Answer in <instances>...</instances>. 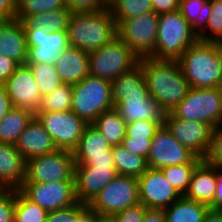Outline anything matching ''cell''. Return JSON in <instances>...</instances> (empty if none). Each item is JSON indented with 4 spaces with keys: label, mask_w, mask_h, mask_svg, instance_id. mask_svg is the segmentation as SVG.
Returning <instances> with one entry per match:
<instances>
[{
    "label": "cell",
    "mask_w": 222,
    "mask_h": 222,
    "mask_svg": "<svg viewBox=\"0 0 222 222\" xmlns=\"http://www.w3.org/2000/svg\"><path fill=\"white\" fill-rule=\"evenodd\" d=\"M149 94L162 108L172 112L185 98L190 88L178 61L140 58Z\"/></svg>",
    "instance_id": "6da1fadb"
},
{
    "label": "cell",
    "mask_w": 222,
    "mask_h": 222,
    "mask_svg": "<svg viewBox=\"0 0 222 222\" xmlns=\"http://www.w3.org/2000/svg\"><path fill=\"white\" fill-rule=\"evenodd\" d=\"M178 63L190 87H222V43L198 40Z\"/></svg>",
    "instance_id": "7a4b0ae2"
},
{
    "label": "cell",
    "mask_w": 222,
    "mask_h": 222,
    "mask_svg": "<svg viewBox=\"0 0 222 222\" xmlns=\"http://www.w3.org/2000/svg\"><path fill=\"white\" fill-rule=\"evenodd\" d=\"M67 33L71 47L90 53L117 36L116 22L110 9L95 13H72Z\"/></svg>",
    "instance_id": "3957f363"
},
{
    "label": "cell",
    "mask_w": 222,
    "mask_h": 222,
    "mask_svg": "<svg viewBox=\"0 0 222 222\" xmlns=\"http://www.w3.org/2000/svg\"><path fill=\"white\" fill-rule=\"evenodd\" d=\"M199 40L198 33L179 10L159 15L157 41L151 58L178 61Z\"/></svg>",
    "instance_id": "277c9868"
},
{
    "label": "cell",
    "mask_w": 222,
    "mask_h": 222,
    "mask_svg": "<svg viewBox=\"0 0 222 222\" xmlns=\"http://www.w3.org/2000/svg\"><path fill=\"white\" fill-rule=\"evenodd\" d=\"M72 87L71 110L87 124L114 108L111 81L89 75Z\"/></svg>",
    "instance_id": "5b68a950"
},
{
    "label": "cell",
    "mask_w": 222,
    "mask_h": 222,
    "mask_svg": "<svg viewBox=\"0 0 222 222\" xmlns=\"http://www.w3.org/2000/svg\"><path fill=\"white\" fill-rule=\"evenodd\" d=\"M171 113L176 118L201 121L217 127L222 123V87H190L185 98Z\"/></svg>",
    "instance_id": "8992f818"
},
{
    "label": "cell",
    "mask_w": 222,
    "mask_h": 222,
    "mask_svg": "<svg viewBox=\"0 0 222 222\" xmlns=\"http://www.w3.org/2000/svg\"><path fill=\"white\" fill-rule=\"evenodd\" d=\"M139 58L118 36L89 53L90 75L113 81L138 64Z\"/></svg>",
    "instance_id": "52a82bcc"
},
{
    "label": "cell",
    "mask_w": 222,
    "mask_h": 222,
    "mask_svg": "<svg viewBox=\"0 0 222 222\" xmlns=\"http://www.w3.org/2000/svg\"><path fill=\"white\" fill-rule=\"evenodd\" d=\"M139 203L137 178L118 175L99 192L88 207L99 217L110 218Z\"/></svg>",
    "instance_id": "ba28073f"
},
{
    "label": "cell",
    "mask_w": 222,
    "mask_h": 222,
    "mask_svg": "<svg viewBox=\"0 0 222 222\" xmlns=\"http://www.w3.org/2000/svg\"><path fill=\"white\" fill-rule=\"evenodd\" d=\"M159 14L154 11L125 19L116 26L117 36L140 59L151 57L157 41Z\"/></svg>",
    "instance_id": "9c48e42d"
},
{
    "label": "cell",
    "mask_w": 222,
    "mask_h": 222,
    "mask_svg": "<svg viewBox=\"0 0 222 222\" xmlns=\"http://www.w3.org/2000/svg\"><path fill=\"white\" fill-rule=\"evenodd\" d=\"M75 160L73 152L56 150L51 154L35 156L26 161V175L23 183H48L75 181Z\"/></svg>",
    "instance_id": "30bf717a"
},
{
    "label": "cell",
    "mask_w": 222,
    "mask_h": 222,
    "mask_svg": "<svg viewBox=\"0 0 222 222\" xmlns=\"http://www.w3.org/2000/svg\"><path fill=\"white\" fill-rule=\"evenodd\" d=\"M39 120L46 132L53 139L57 149L73 151L88 125L72 110L63 112H37Z\"/></svg>",
    "instance_id": "8fae6325"
},
{
    "label": "cell",
    "mask_w": 222,
    "mask_h": 222,
    "mask_svg": "<svg viewBox=\"0 0 222 222\" xmlns=\"http://www.w3.org/2000/svg\"><path fill=\"white\" fill-rule=\"evenodd\" d=\"M19 190L47 212L64 209L78 202L75 181L23 183Z\"/></svg>",
    "instance_id": "7c38bea8"
},
{
    "label": "cell",
    "mask_w": 222,
    "mask_h": 222,
    "mask_svg": "<svg viewBox=\"0 0 222 222\" xmlns=\"http://www.w3.org/2000/svg\"><path fill=\"white\" fill-rule=\"evenodd\" d=\"M27 41L25 64H54L61 52L70 45L67 32H52L44 28H24Z\"/></svg>",
    "instance_id": "4fadbf2b"
},
{
    "label": "cell",
    "mask_w": 222,
    "mask_h": 222,
    "mask_svg": "<svg viewBox=\"0 0 222 222\" xmlns=\"http://www.w3.org/2000/svg\"><path fill=\"white\" fill-rule=\"evenodd\" d=\"M164 125L181 145L202 159L206 156L213 132L211 125L176 118L171 112L166 114Z\"/></svg>",
    "instance_id": "5bb4252c"
},
{
    "label": "cell",
    "mask_w": 222,
    "mask_h": 222,
    "mask_svg": "<svg viewBox=\"0 0 222 222\" xmlns=\"http://www.w3.org/2000/svg\"><path fill=\"white\" fill-rule=\"evenodd\" d=\"M196 155L181 145L166 126H161L151 141L147 156L149 168L162 169L168 166L189 163Z\"/></svg>",
    "instance_id": "9a60e30c"
},
{
    "label": "cell",
    "mask_w": 222,
    "mask_h": 222,
    "mask_svg": "<svg viewBox=\"0 0 222 222\" xmlns=\"http://www.w3.org/2000/svg\"><path fill=\"white\" fill-rule=\"evenodd\" d=\"M137 180L139 202L146 208L164 210L182 197L159 169L149 168Z\"/></svg>",
    "instance_id": "2e32d148"
},
{
    "label": "cell",
    "mask_w": 222,
    "mask_h": 222,
    "mask_svg": "<svg viewBox=\"0 0 222 222\" xmlns=\"http://www.w3.org/2000/svg\"><path fill=\"white\" fill-rule=\"evenodd\" d=\"M3 84L15 108L27 109L34 115L37 113L42 95L29 66L20 65Z\"/></svg>",
    "instance_id": "e0dca14e"
},
{
    "label": "cell",
    "mask_w": 222,
    "mask_h": 222,
    "mask_svg": "<svg viewBox=\"0 0 222 222\" xmlns=\"http://www.w3.org/2000/svg\"><path fill=\"white\" fill-rule=\"evenodd\" d=\"M114 109L127 124L145 120L161 127L167 114L150 94L125 95V99L116 104Z\"/></svg>",
    "instance_id": "ac0fdd59"
},
{
    "label": "cell",
    "mask_w": 222,
    "mask_h": 222,
    "mask_svg": "<svg viewBox=\"0 0 222 222\" xmlns=\"http://www.w3.org/2000/svg\"><path fill=\"white\" fill-rule=\"evenodd\" d=\"M117 176L115 167L75 166L74 178L77 201L89 204Z\"/></svg>",
    "instance_id": "d6986e66"
},
{
    "label": "cell",
    "mask_w": 222,
    "mask_h": 222,
    "mask_svg": "<svg viewBox=\"0 0 222 222\" xmlns=\"http://www.w3.org/2000/svg\"><path fill=\"white\" fill-rule=\"evenodd\" d=\"M15 147L26 161L58 150L53 139L35 116L18 137Z\"/></svg>",
    "instance_id": "ffe728a7"
},
{
    "label": "cell",
    "mask_w": 222,
    "mask_h": 222,
    "mask_svg": "<svg viewBox=\"0 0 222 222\" xmlns=\"http://www.w3.org/2000/svg\"><path fill=\"white\" fill-rule=\"evenodd\" d=\"M27 41L20 20H0V56H6L25 65L27 60Z\"/></svg>",
    "instance_id": "44dd1931"
},
{
    "label": "cell",
    "mask_w": 222,
    "mask_h": 222,
    "mask_svg": "<svg viewBox=\"0 0 222 222\" xmlns=\"http://www.w3.org/2000/svg\"><path fill=\"white\" fill-rule=\"evenodd\" d=\"M25 175L26 160L15 145L0 143V189L19 190Z\"/></svg>",
    "instance_id": "7402d4cb"
},
{
    "label": "cell",
    "mask_w": 222,
    "mask_h": 222,
    "mask_svg": "<svg viewBox=\"0 0 222 222\" xmlns=\"http://www.w3.org/2000/svg\"><path fill=\"white\" fill-rule=\"evenodd\" d=\"M54 66L64 83L77 84L90 75L89 53L69 46L57 57Z\"/></svg>",
    "instance_id": "603a6c76"
},
{
    "label": "cell",
    "mask_w": 222,
    "mask_h": 222,
    "mask_svg": "<svg viewBox=\"0 0 222 222\" xmlns=\"http://www.w3.org/2000/svg\"><path fill=\"white\" fill-rule=\"evenodd\" d=\"M216 186L217 176L215 169L202 161L194 170L184 197L188 200L209 205L214 199Z\"/></svg>",
    "instance_id": "cb8c5ba5"
},
{
    "label": "cell",
    "mask_w": 222,
    "mask_h": 222,
    "mask_svg": "<svg viewBox=\"0 0 222 222\" xmlns=\"http://www.w3.org/2000/svg\"><path fill=\"white\" fill-rule=\"evenodd\" d=\"M112 145L92 124H88L72 151L75 164H84L92 156L112 155Z\"/></svg>",
    "instance_id": "d4e9b609"
},
{
    "label": "cell",
    "mask_w": 222,
    "mask_h": 222,
    "mask_svg": "<svg viewBox=\"0 0 222 222\" xmlns=\"http://www.w3.org/2000/svg\"><path fill=\"white\" fill-rule=\"evenodd\" d=\"M111 83L113 106L125 99V95L149 94L146 80L139 63L130 71L118 76Z\"/></svg>",
    "instance_id": "484cf974"
},
{
    "label": "cell",
    "mask_w": 222,
    "mask_h": 222,
    "mask_svg": "<svg viewBox=\"0 0 222 222\" xmlns=\"http://www.w3.org/2000/svg\"><path fill=\"white\" fill-rule=\"evenodd\" d=\"M210 210L207 204L180 197L164 209L166 222H203Z\"/></svg>",
    "instance_id": "4316f807"
},
{
    "label": "cell",
    "mask_w": 222,
    "mask_h": 222,
    "mask_svg": "<svg viewBox=\"0 0 222 222\" xmlns=\"http://www.w3.org/2000/svg\"><path fill=\"white\" fill-rule=\"evenodd\" d=\"M34 116L27 109L13 107L0 121V143L15 145Z\"/></svg>",
    "instance_id": "83f0119b"
},
{
    "label": "cell",
    "mask_w": 222,
    "mask_h": 222,
    "mask_svg": "<svg viewBox=\"0 0 222 222\" xmlns=\"http://www.w3.org/2000/svg\"><path fill=\"white\" fill-rule=\"evenodd\" d=\"M72 12L67 7L42 14L26 16L21 22L24 28H44L48 31L67 32Z\"/></svg>",
    "instance_id": "f1b7e54d"
},
{
    "label": "cell",
    "mask_w": 222,
    "mask_h": 222,
    "mask_svg": "<svg viewBox=\"0 0 222 222\" xmlns=\"http://www.w3.org/2000/svg\"><path fill=\"white\" fill-rule=\"evenodd\" d=\"M111 153L118 175L138 178L149 169L147 158L129 152L121 144L114 145Z\"/></svg>",
    "instance_id": "f546056e"
},
{
    "label": "cell",
    "mask_w": 222,
    "mask_h": 222,
    "mask_svg": "<svg viewBox=\"0 0 222 222\" xmlns=\"http://www.w3.org/2000/svg\"><path fill=\"white\" fill-rule=\"evenodd\" d=\"M92 125L105 136L112 146L120 145L126 136L127 123L114 108L100 114Z\"/></svg>",
    "instance_id": "4dcf8cb0"
},
{
    "label": "cell",
    "mask_w": 222,
    "mask_h": 222,
    "mask_svg": "<svg viewBox=\"0 0 222 222\" xmlns=\"http://www.w3.org/2000/svg\"><path fill=\"white\" fill-rule=\"evenodd\" d=\"M179 11L199 33L211 14V0H180Z\"/></svg>",
    "instance_id": "1f68e13d"
},
{
    "label": "cell",
    "mask_w": 222,
    "mask_h": 222,
    "mask_svg": "<svg viewBox=\"0 0 222 222\" xmlns=\"http://www.w3.org/2000/svg\"><path fill=\"white\" fill-rule=\"evenodd\" d=\"M203 161L195 156L189 163L168 166L160 169L170 184L182 195L187 192L192 174L196 167Z\"/></svg>",
    "instance_id": "d6a6232c"
},
{
    "label": "cell",
    "mask_w": 222,
    "mask_h": 222,
    "mask_svg": "<svg viewBox=\"0 0 222 222\" xmlns=\"http://www.w3.org/2000/svg\"><path fill=\"white\" fill-rule=\"evenodd\" d=\"M48 212L29 200L20 190H15V222H46Z\"/></svg>",
    "instance_id": "836d02e7"
},
{
    "label": "cell",
    "mask_w": 222,
    "mask_h": 222,
    "mask_svg": "<svg viewBox=\"0 0 222 222\" xmlns=\"http://www.w3.org/2000/svg\"><path fill=\"white\" fill-rule=\"evenodd\" d=\"M33 71L39 91L42 96L50 94L64 84L54 64H25Z\"/></svg>",
    "instance_id": "e575fe53"
},
{
    "label": "cell",
    "mask_w": 222,
    "mask_h": 222,
    "mask_svg": "<svg viewBox=\"0 0 222 222\" xmlns=\"http://www.w3.org/2000/svg\"><path fill=\"white\" fill-rule=\"evenodd\" d=\"M72 91V85L64 83L50 94L42 96L41 105L37 112H63L71 110Z\"/></svg>",
    "instance_id": "d590c367"
},
{
    "label": "cell",
    "mask_w": 222,
    "mask_h": 222,
    "mask_svg": "<svg viewBox=\"0 0 222 222\" xmlns=\"http://www.w3.org/2000/svg\"><path fill=\"white\" fill-rule=\"evenodd\" d=\"M116 26L123 20L153 11L151 0H116L110 7Z\"/></svg>",
    "instance_id": "8d00e7d4"
},
{
    "label": "cell",
    "mask_w": 222,
    "mask_h": 222,
    "mask_svg": "<svg viewBox=\"0 0 222 222\" xmlns=\"http://www.w3.org/2000/svg\"><path fill=\"white\" fill-rule=\"evenodd\" d=\"M65 8V0H17L16 19L22 21L26 16Z\"/></svg>",
    "instance_id": "74e56055"
},
{
    "label": "cell",
    "mask_w": 222,
    "mask_h": 222,
    "mask_svg": "<svg viewBox=\"0 0 222 222\" xmlns=\"http://www.w3.org/2000/svg\"><path fill=\"white\" fill-rule=\"evenodd\" d=\"M198 37L202 41L222 43V0H211V14Z\"/></svg>",
    "instance_id": "f35d334b"
},
{
    "label": "cell",
    "mask_w": 222,
    "mask_h": 222,
    "mask_svg": "<svg viewBox=\"0 0 222 222\" xmlns=\"http://www.w3.org/2000/svg\"><path fill=\"white\" fill-rule=\"evenodd\" d=\"M89 210L88 204H76L48 212L46 222H77Z\"/></svg>",
    "instance_id": "ab89813d"
},
{
    "label": "cell",
    "mask_w": 222,
    "mask_h": 222,
    "mask_svg": "<svg viewBox=\"0 0 222 222\" xmlns=\"http://www.w3.org/2000/svg\"><path fill=\"white\" fill-rule=\"evenodd\" d=\"M208 165H222V123L213 128L208 153L203 158Z\"/></svg>",
    "instance_id": "60d3db41"
},
{
    "label": "cell",
    "mask_w": 222,
    "mask_h": 222,
    "mask_svg": "<svg viewBox=\"0 0 222 222\" xmlns=\"http://www.w3.org/2000/svg\"><path fill=\"white\" fill-rule=\"evenodd\" d=\"M160 126L155 122L136 121L127 124L126 136L132 139H152Z\"/></svg>",
    "instance_id": "b9f144b4"
},
{
    "label": "cell",
    "mask_w": 222,
    "mask_h": 222,
    "mask_svg": "<svg viewBox=\"0 0 222 222\" xmlns=\"http://www.w3.org/2000/svg\"><path fill=\"white\" fill-rule=\"evenodd\" d=\"M15 190L0 189V222H10L14 217Z\"/></svg>",
    "instance_id": "7bdbcfd3"
},
{
    "label": "cell",
    "mask_w": 222,
    "mask_h": 222,
    "mask_svg": "<svg viewBox=\"0 0 222 222\" xmlns=\"http://www.w3.org/2000/svg\"><path fill=\"white\" fill-rule=\"evenodd\" d=\"M72 13H95L107 9L101 0H65Z\"/></svg>",
    "instance_id": "ee69618b"
},
{
    "label": "cell",
    "mask_w": 222,
    "mask_h": 222,
    "mask_svg": "<svg viewBox=\"0 0 222 222\" xmlns=\"http://www.w3.org/2000/svg\"><path fill=\"white\" fill-rule=\"evenodd\" d=\"M146 212V207L141 203L126 208L123 211L110 217L113 222H143V218Z\"/></svg>",
    "instance_id": "f6af8a7d"
},
{
    "label": "cell",
    "mask_w": 222,
    "mask_h": 222,
    "mask_svg": "<svg viewBox=\"0 0 222 222\" xmlns=\"http://www.w3.org/2000/svg\"><path fill=\"white\" fill-rule=\"evenodd\" d=\"M151 141L152 139H132L131 137L125 136L121 145L129 152L147 158Z\"/></svg>",
    "instance_id": "bcb514c9"
},
{
    "label": "cell",
    "mask_w": 222,
    "mask_h": 222,
    "mask_svg": "<svg viewBox=\"0 0 222 222\" xmlns=\"http://www.w3.org/2000/svg\"><path fill=\"white\" fill-rule=\"evenodd\" d=\"M216 171L217 186L213 201L208 205L210 210L222 211V165L212 166Z\"/></svg>",
    "instance_id": "7dc6e473"
},
{
    "label": "cell",
    "mask_w": 222,
    "mask_h": 222,
    "mask_svg": "<svg viewBox=\"0 0 222 222\" xmlns=\"http://www.w3.org/2000/svg\"><path fill=\"white\" fill-rule=\"evenodd\" d=\"M20 65L6 56H0V84H3Z\"/></svg>",
    "instance_id": "c3c4849f"
},
{
    "label": "cell",
    "mask_w": 222,
    "mask_h": 222,
    "mask_svg": "<svg viewBox=\"0 0 222 222\" xmlns=\"http://www.w3.org/2000/svg\"><path fill=\"white\" fill-rule=\"evenodd\" d=\"M156 14L169 13L179 10L180 0H151Z\"/></svg>",
    "instance_id": "681fc988"
},
{
    "label": "cell",
    "mask_w": 222,
    "mask_h": 222,
    "mask_svg": "<svg viewBox=\"0 0 222 222\" xmlns=\"http://www.w3.org/2000/svg\"><path fill=\"white\" fill-rule=\"evenodd\" d=\"M75 166H92L97 167H115L112 155L92 156L84 164H75Z\"/></svg>",
    "instance_id": "f907efd6"
},
{
    "label": "cell",
    "mask_w": 222,
    "mask_h": 222,
    "mask_svg": "<svg viewBox=\"0 0 222 222\" xmlns=\"http://www.w3.org/2000/svg\"><path fill=\"white\" fill-rule=\"evenodd\" d=\"M17 0H0V20L16 19Z\"/></svg>",
    "instance_id": "816d5d0a"
},
{
    "label": "cell",
    "mask_w": 222,
    "mask_h": 222,
    "mask_svg": "<svg viewBox=\"0 0 222 222\" xmlns=\"http://www.w3.org/2000/svg\"><path fill=\"white\" fill-rule=\"evenodd\" d=\"M4 84H0V121L13 108Z\"/></svg>",
    "instance_id": "f5cc1de1"
},
{
    "label": "cell",
    "mask_w": 222,
    "mask_h": 222,
    "mask_svg": "<svg viewBox=\"0 0 222 222\" xmlns=\"http://www.w3.org/2000/svg\"><path fill=\"white\" fill-rule=\"evenodd\" d=\"M143 222H166L164 210L146 208Z\"/></svg>",
    "instance_id": "db71d44e"
},
{
    "label": "cell",
    "mask_w": 222,
    "mask_h": 222,
    "mask_svg": "<svg viewBox=\"0 0 222 222\" xmlns=\"http://www.w3.org/2000/svg\"><path fill=\"white\" fill-rule=\"evenodd\" d=\"M203 222H222V211L209 210Z\"/></svg>",
    "instance_id": "11a10c76"
},
{
    "label": "cell",
    "mask_w": 222,
    "mask_h": 222,
    "mask_svg": "<svg viewBox=\"0 0 222 222\" xmlns=\"http://www.w3.org/2000/svg\"><path fill=\"white\" fill-rule=\"evenodd\" d=\"M100 217L90 209L77 222H96Z\"/></svg>",
    "instance_id": "9f6ffc18"
},
{
    "label": "cell",
    "mask_w": 222,
    "mask_h": 222,
    "mask_svg": "<svg viewBox=\"0 0 222 222\" xmlns=\"http://www.w3.org/2000/svg\"><path fill=\"white\" fill-rule=\"evenodd\" d=\"M101 2L107 9H110V7L116 2V0H101Z\"/></svg>",
    "instance_id": "6f0895ef"
},
{
    "label": "cell",
    "mask_w": 222,
    "mask_h": 222,
    "mask_svg": "<svg viewBox=\"0 0 222 222\" xmlns=\"http://www.w3.org/2000/svg\"><path fill=\"white\" fill-rule=\"evenodd\" d=\"M96 222H113L110 218H99Z\"/></svg>",
    "instance_id": "680465c9"
}]
</instances>
